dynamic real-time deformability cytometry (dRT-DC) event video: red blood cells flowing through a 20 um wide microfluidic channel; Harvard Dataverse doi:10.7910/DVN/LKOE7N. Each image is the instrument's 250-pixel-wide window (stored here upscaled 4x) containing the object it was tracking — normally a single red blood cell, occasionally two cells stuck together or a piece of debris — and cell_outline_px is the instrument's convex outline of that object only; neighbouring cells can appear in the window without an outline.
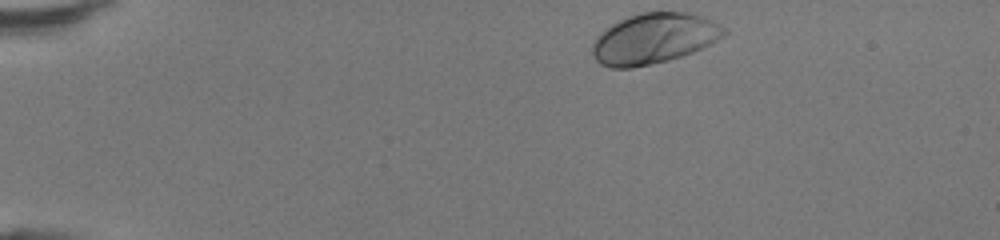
{"species": "human", "species_latin": "Homo sapiens", "temperature_condition": "room temperature", "stored_images_in_passage": 40, "camera_frame_rate_fps": 3000, "um_per_image_px": 0.085, "donor": {"sex": "female"}, "frame": {"image": 1, "passage_image": 1, "time_ms": 0.0, "image_size_px": [1000, 240], "cell_outline_px": [[728, 32], [724, 36], [692, 52], [668, 60], [652, 64], [632, 68], [612, 68], [600, 64], [592, 56], [592, 44], [596, 36], [604, 28], [628, 16], [640, 12], [684, 12], [700, 16], [712, 20], [728, 28]], "centroid_in_image_um": [55.55, 3.27], "position_along_channel_um": 29.4, "area_um2": 38.78}}
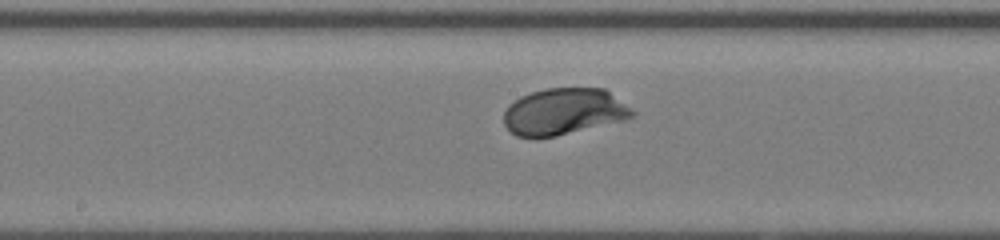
{"frame": {"image": 2, "passage_image": 19, "time_ms": 6.0, "image_size_px": [1000, 240], "cell_outline_px": [[636, 112], [628, 120], [556, 136], [516, 136], [504, 124], [504, 112], [508, 104], [520, 96], [544, 88], [604, 88]], "centroid_in_image_um": [47.94, 9.48], "position_along_channel_um": 200.3, "area_um2": 34.85}}
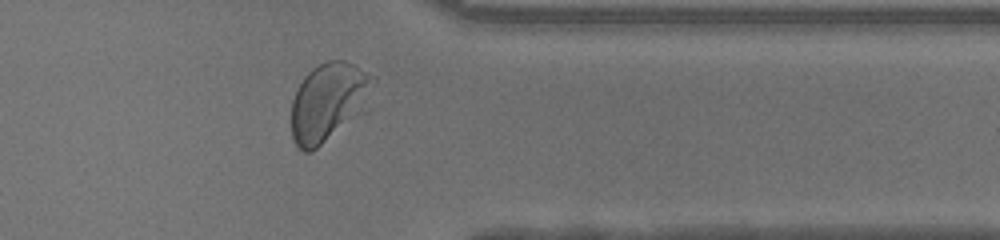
{"frame": {"image": 3, "passage_image": 32, "time_ms": 10.333, "image_size_px": [1000, 240], "cell_outline_px": [[376, 80], [372, 108], [368, 112], [312, 152], [304, 152], [292, 140], [292, 100], [304, 76], [312, 68], [328, 60], [344, 60], [376, 76]], "centroid_in_image_um": [28.05, 8.69], "position_along_channel_um": 383.4, "area_um2": 38.9}, "authors_computed_cell_mechanics": {"area_um2": 35.1713, "velocity_mm_per_s": 4.3035, "shape_relaxation_time_tau1_ms": 1.2967, "shape_relaxation_time_tau2_ms": null, "deformation_change_tau1": 0.1109, "deformation_change_tau2": null}}